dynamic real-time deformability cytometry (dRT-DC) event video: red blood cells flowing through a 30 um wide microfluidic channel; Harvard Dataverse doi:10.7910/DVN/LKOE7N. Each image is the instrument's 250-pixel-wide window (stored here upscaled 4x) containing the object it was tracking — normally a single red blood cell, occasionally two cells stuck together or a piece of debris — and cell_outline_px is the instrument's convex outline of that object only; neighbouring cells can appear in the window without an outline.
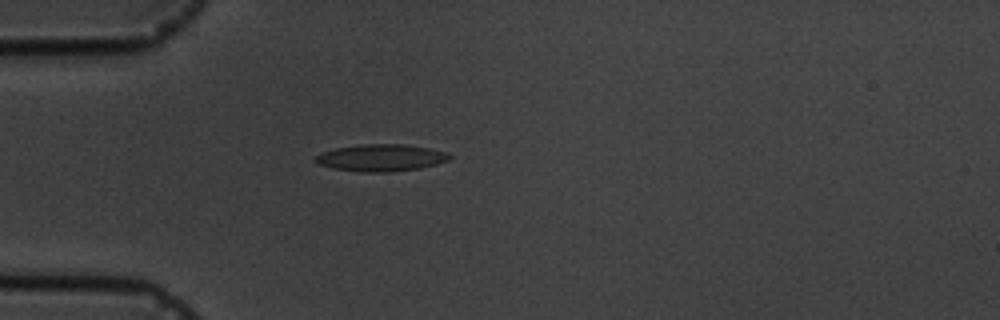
{"species": "common noctule bat (a hibernating species)", "species_latin": "Nyctalus noctula", "temperature_condition": "cold", "stored_images_in_passage": 5, "camera_frame_rate_fps": 3000, "um_per_image_px": 0.085, "animal": {"sex": "male", "body_mass_g": 19.5, "forearm_length_mm": 54.6}, "frame": {"image": 1, "passage_image": 5, "time_ms": 4.667, "image_size_px": [1000, 320], "cell_outline_px": [[452, 156], [448, 160], [436, 164], [420, 168], [388, 172], [360, 172], [332, 168], [320, 164], [312, 160], [312, 156], [320, 152], [336, 148], [360, 144], [404, 144], [428, 148], [448, 152]], "centroid_in_image_um": [32.34, 13.4], "position_along_channel_um": 52.7, "area_um2": 21.27}}